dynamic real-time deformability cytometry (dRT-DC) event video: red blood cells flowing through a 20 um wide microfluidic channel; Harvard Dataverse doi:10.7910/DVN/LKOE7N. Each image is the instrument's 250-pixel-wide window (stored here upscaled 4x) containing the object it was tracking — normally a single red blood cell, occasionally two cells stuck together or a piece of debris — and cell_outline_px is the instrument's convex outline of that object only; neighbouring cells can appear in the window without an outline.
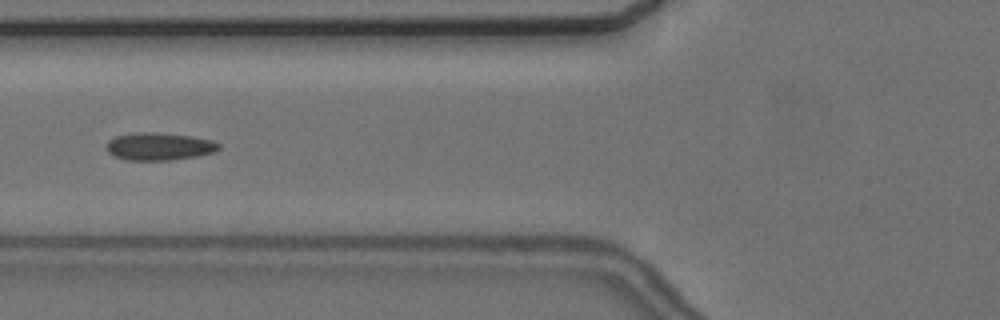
{"species": "common noctule bat (a hibernating species)", "species_latin": "Nyctalus noctula", "temperature_condition": "cold", "stored_images_in_passage": 6, "camera_frame_rate_fps": 3000, "um_per_image_px": 0.085, "animal": {"sex": "female", "body_mass_g": 24.6, "forearm_length_mm": 56.2}, "frame": {"image": 1, "passage_image": 6, "time_ms": 6.667, "image_size_px": [1000, 320], "cell_outline_px": [[220, 148], [216, 152], [196, 156], [168, 160], [128, 160], [116, 156], [108, 152], [108, 140], [116, 136], [144, 132], [156, 132], [192, 136], [212, 140], [220, 144]], "centroid_in_image_um": [13.58, 12.44], "position_along_channel_um": 112.2, "area_um2": 17.86}}